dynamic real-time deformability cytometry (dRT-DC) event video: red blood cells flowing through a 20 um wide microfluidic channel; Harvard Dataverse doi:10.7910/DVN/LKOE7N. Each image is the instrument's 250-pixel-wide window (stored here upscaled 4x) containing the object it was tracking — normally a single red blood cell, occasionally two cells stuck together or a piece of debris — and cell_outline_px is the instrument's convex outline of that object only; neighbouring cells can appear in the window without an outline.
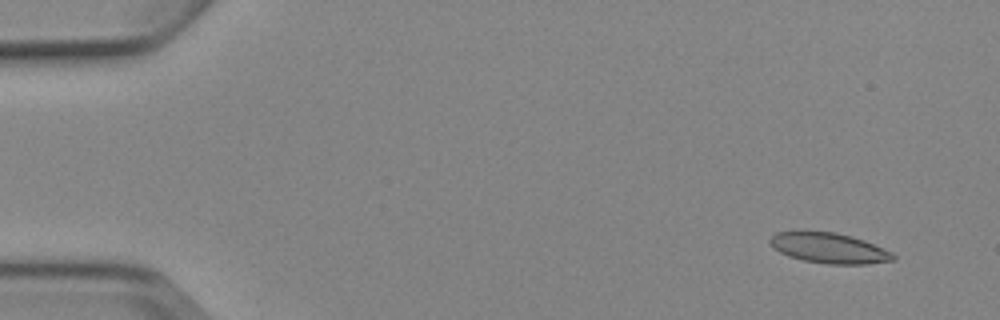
{"species": "Egyptian fruit bat (a non-hibernating species)", "species_latin": "Rousettus aegyptiacus", "temperature_condition": "cold", "stored_images_in_passage": 6, "camera_frame_rate_fps": 3000, "um_per_image_px": 0.085, "animal": {"sex": "female"}, "frame": {"image": 1, "passage_image": 2, "time_ms": 1.0, "image_size_px": [1000, 320], "cell_outline_px": [[896, 260], [868, 264], [828, 264], [804, 260], [788, 256], [780, 252], [768, 240], [776, 232], [836, 232], [852, 236], [864, 240], [892, 252], [896, 256]], "centroid_in_image_um": [70.53, 21.1], "position_along_channel_um": 14.5, "area_um2": 21.56}}
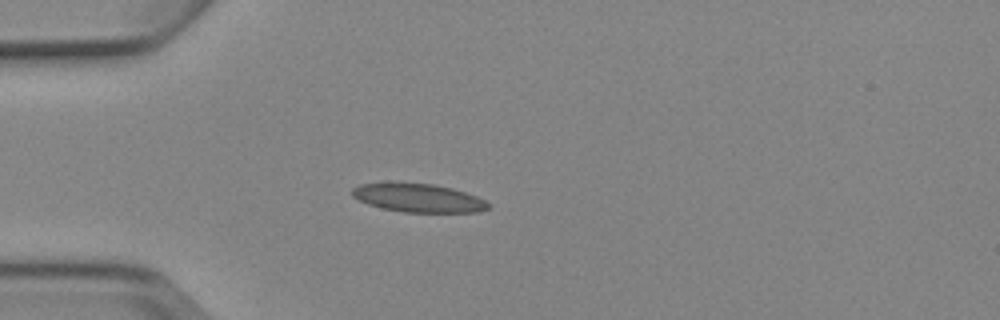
{"frame": {"image": 2, "passage_image": 5, "time_ms": 4.667, "image_size_px": [1000, 320], "cell_outline_px": [[492, 204], [488, 208], [480, 212], [404, 212], [384, 208], [368, 204], [352, 196], [352, 188], [360, 184], [388, 180], [432, 184], [452, 188], [476, 196]], "centroid_in_image_um": [35.52, 16.79], "position_along_channel_um": 49.5, "area_um2": 23.06}}